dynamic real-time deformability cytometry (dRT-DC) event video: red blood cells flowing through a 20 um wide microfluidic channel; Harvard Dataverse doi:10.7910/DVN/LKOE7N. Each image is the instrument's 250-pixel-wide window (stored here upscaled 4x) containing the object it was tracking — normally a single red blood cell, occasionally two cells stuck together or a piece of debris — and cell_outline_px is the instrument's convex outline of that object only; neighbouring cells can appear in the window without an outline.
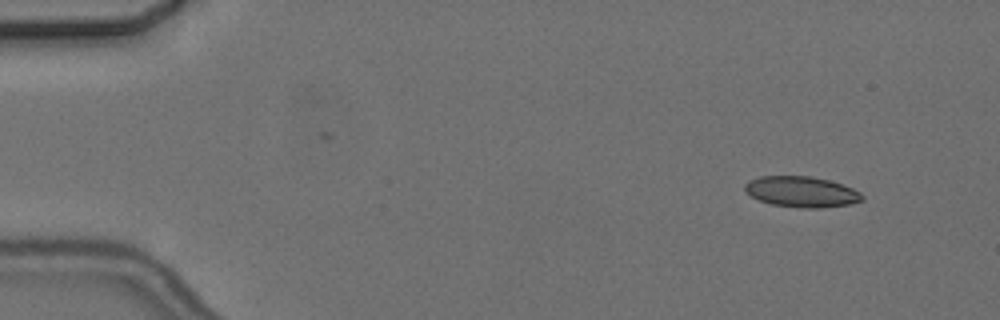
{"species": "common noctule bat (a hibernating species)", "species_latin": "Nyctalus noctula", "temperature_condition": "cold", "stored_images_in_passage": 5, "camera_frame_rate_fps": 3000, "um_per_image_px": 0.085, "animal": {"sex": "female", "body_mass_g": 24.6, "forearm_length_mm": 56.2}, "frame": {"image": 1, "passage_image": 1, "time_ms": 0.0, "image_size_px": [1000, 320], "cell_outline_px": [[864, 200], [848, 204], [820, 208], [804, 208], [772, 204], [760, 200], [744, 192], [744, 184], [748, 180], [760, 176], [812, 176], [828, 180], [852, 188], [860, 192], [864, 196]], "centroid_in_image_um": [68.11, 16.29], "position_along_channel_um": 16.9, "area_um2": 20.98}}
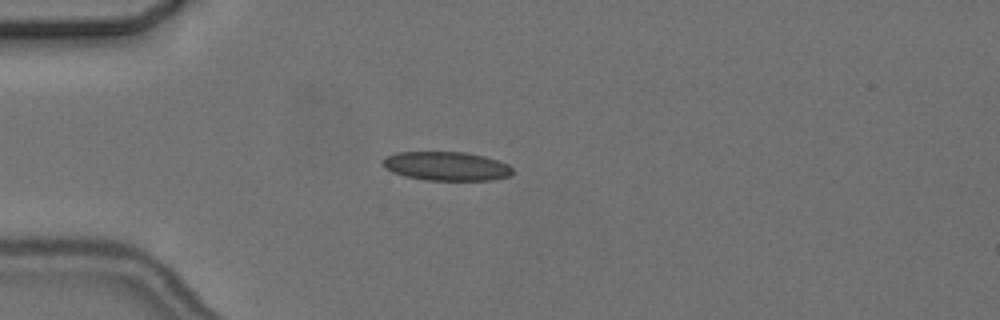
{"frame": {"image": 2, "passage_image": 3, "time_ms": 3.333, "image_size_px": [1000, 320], "cell_outline_px": [[512, 172], [508, 176], [492, 180], [424, 180], [404, 176], [392, 172], [384, 168], [380, 160], [384, 156], [396, 152], [464, 152], [484, 156], [508, 164], [512, 168]], "centroid_in_image_um": [37.87, 14.12], "position_along_channel_um": 47.1, "area_um2": 22.02}}